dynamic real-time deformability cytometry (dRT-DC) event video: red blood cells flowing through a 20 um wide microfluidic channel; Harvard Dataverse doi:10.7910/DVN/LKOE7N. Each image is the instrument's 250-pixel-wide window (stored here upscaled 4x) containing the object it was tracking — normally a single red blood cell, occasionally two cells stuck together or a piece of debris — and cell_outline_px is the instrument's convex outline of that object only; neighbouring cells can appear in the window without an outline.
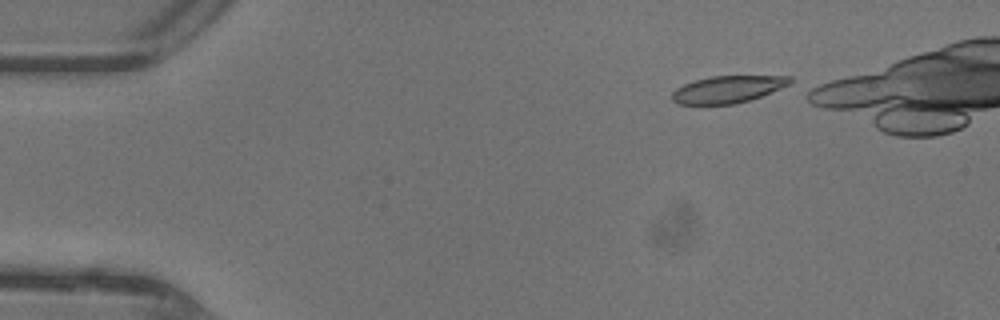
{"species": "common noctule bat (a hibernating species)", "species_latin": "Nyctalus noctula", "temperature_condition": "warm", "stored_images_in_passage": 33, "camera_frame_rate_fps": 3000, "um_per_image_px": 0.085, "animal": {"sex": "female"}, "frame": {"image": 1, "passage_image": 1, "time_ms": 0.0, "image_size_px": [1000, 320], "cell_outline_px": [[792, 80], [788, 84], [780, 88], [760, 96], [736, 104], [676, 104], [672, 100], [672, 92], [676, 88], [684, 84], [696, 80], [712, 76], [792, 76]], "centroid_in_image_um": [61.82, 7.59], "position_along_channel_um": 23.2, "area_um2": 18.38}}
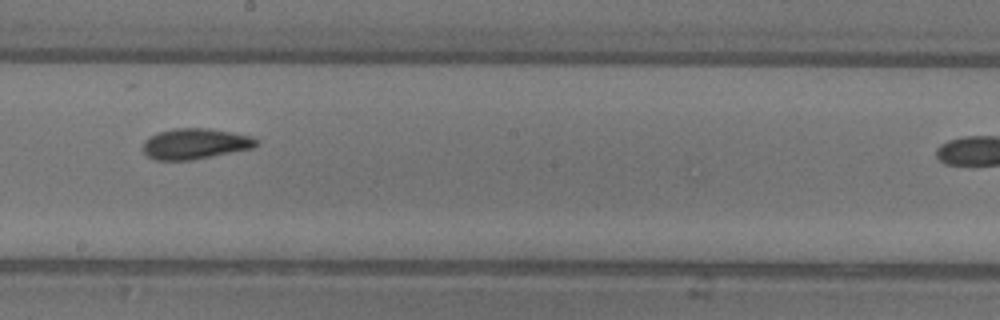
{"frame": {"image": 2, "passage_image": 21, "time_ms": 6.667, "image_size_px": [1000, 320], "cell_outline_px": [[260, 144], [252, 148], [192, 160], [156, 160], [148, 156], [144, 152], [144, 140], [148, 136], [156, 132], [172, 128], [208, 128], [232, 132], [252, 136], [260, 140]], "centroid_in_image_um": [16.6, 12.2], "position_along_channel_um": 231.6, "area_um2": 20.46}}
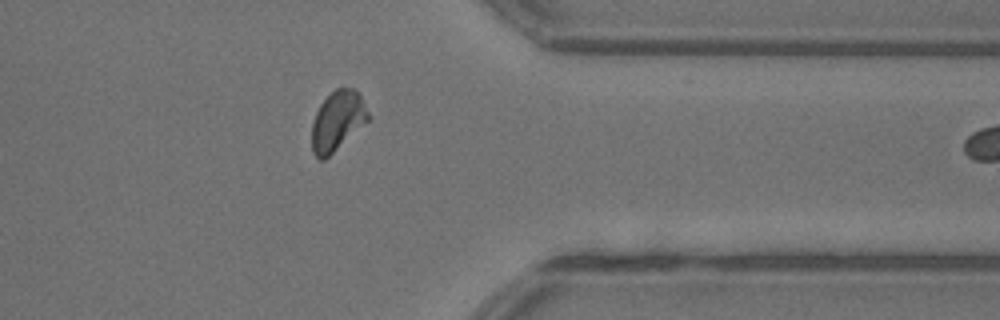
{"frame": {"image": 3, "passage_image": 32, "time_ms": 10.333, "image_size_px": [1000, 320], "cell_outline_px": [[368, 120], [324, 160], [320, 160], [312, 152], [312, 124], [316, 112], [320, 104], [336, 88], [352, 88], [360, 96], [368, 112]], "centroid_in_image_um": [28.65, 10.28], "position_along_channel_um": 382.8, "area_um2": 19.02}}